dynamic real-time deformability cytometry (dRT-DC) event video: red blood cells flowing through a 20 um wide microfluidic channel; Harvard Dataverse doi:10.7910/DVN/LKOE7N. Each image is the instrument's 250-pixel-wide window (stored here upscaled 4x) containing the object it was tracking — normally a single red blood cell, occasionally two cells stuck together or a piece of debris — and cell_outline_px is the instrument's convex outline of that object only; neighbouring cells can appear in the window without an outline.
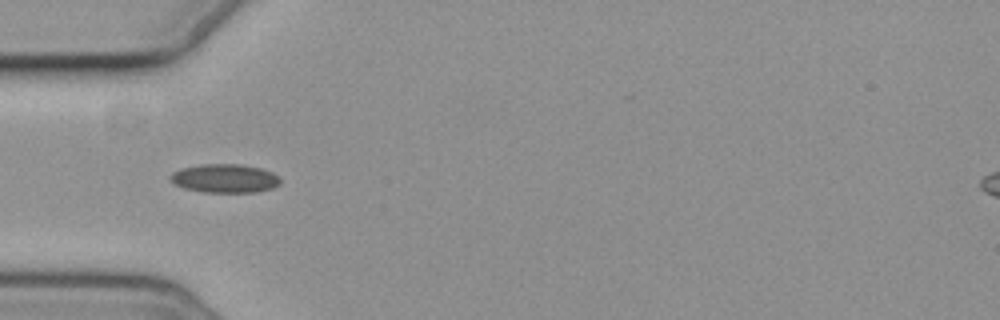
{"species": "common noctule bat (a hibernating species)", "species_latin": "Nyctalus noctula", "temperature_condition": "cold", "stored_images_in_passage": 13, "camera_frame_rate_fps": 3000, "um_per_image_px": 0.085, "animal": {"sex": "female", "body_mass_g": 19.3, "forearm_length_mm": 54.1}, "frame": {"image": 1, "passage_image": 4, "time_ms": 4.333, "image_size_px": [1000, 320], "cell_outline_px": [[280, 184], [272, 188], [256, 192], [204, 192], [184, 188], [176, 184], [168, 176], [172, 172], [180, 168], [200, 164], [240, 164], [260, 168], [272, 172], [280, 180]], "centroid_in_image_um": [19.08, 15.15], "position_along_channel_um": 65.9, "area_um2": 18.32}}
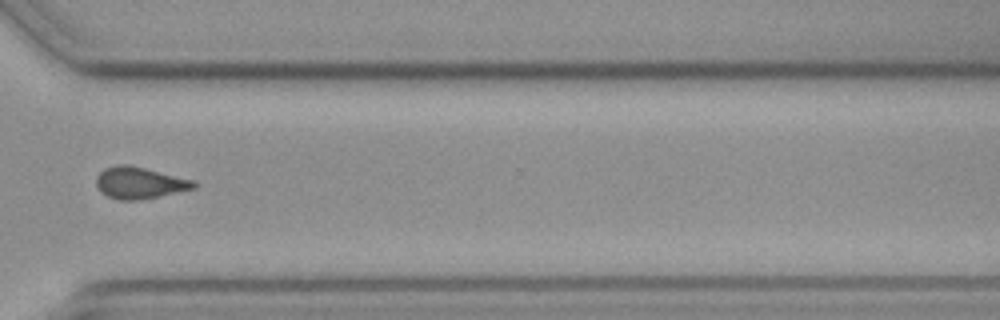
{"frame": {"image": 2, "passage_image": 11, "time_ms": 12.333, "image_size_px": [1000, 320], "cell_outline_px": [[196, 188], [160, 196], [140, 200], [116, 200], [100, 192], [96, 184], [96, 176], [104, 168], [116, 164], [128, 164], [196, 180]], "centroid_in_image_um": [11.86, 15.54], "position_along_channel_um": 358.7, "area_um2": 18.26}}
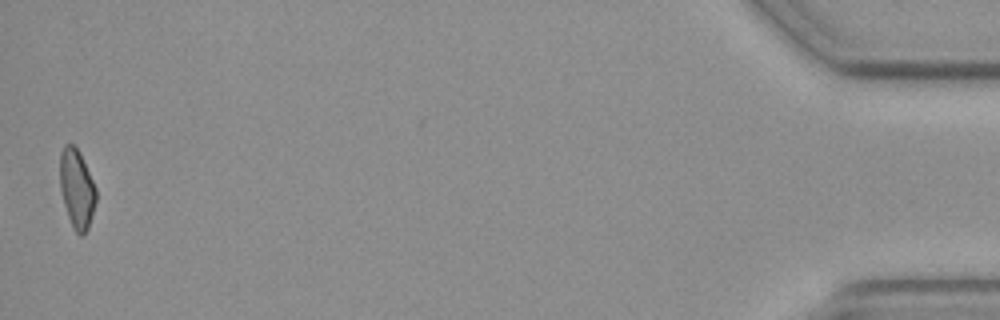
{"frame": {"image": 3, "passage_image": 13, "time_ms": 17.0, "image_size_px": [1000, 320], "cell_outline_px": [[96, 200], [88, 228], [84, 236], [80, 236], [72, 228], [64, 204], [60, 188], [60, 152], [64, 144], [72, 144], [80, 152], [96, 188]], "centroid_in_image_um": [6.52, 16.05], "position_along_channel_um": 428.7, "area_um2": 16.65}, "authors_computed_cell_mechanics": {"area_um2": 17.918, "velocity_mm_per_s": 3.6823, "shape_relaxation_time_tau1_ms": null, "shape_relaxation_time_tau2_ms": 4.2804, "deformation_change_tau1": null, "deformation_change_tau2": 0.0722}}